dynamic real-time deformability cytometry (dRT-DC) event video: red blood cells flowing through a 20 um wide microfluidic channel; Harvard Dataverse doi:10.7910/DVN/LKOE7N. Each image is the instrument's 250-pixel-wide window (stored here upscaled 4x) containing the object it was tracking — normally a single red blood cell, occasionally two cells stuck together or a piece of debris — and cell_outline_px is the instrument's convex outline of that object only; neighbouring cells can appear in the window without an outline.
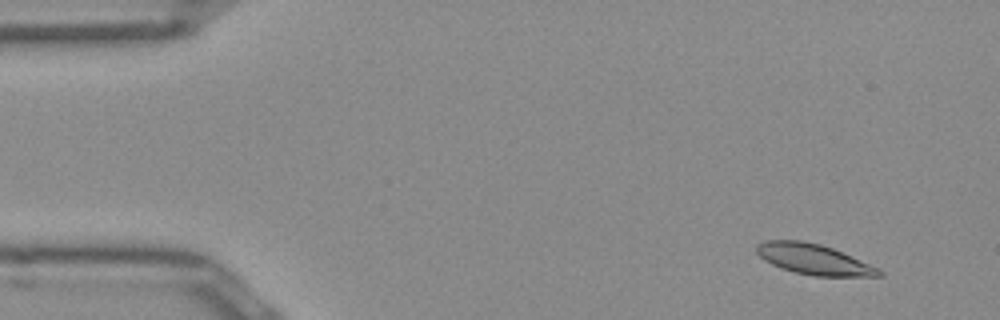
{"species": "Egyptian fruit bat (a non-hibernating species)", "species_latin": "Rousettus aegyptiacus", "temperature_condition": "room temperature", "stored_images_in_passage": 51, "camera_frame_rate_fps": 3000, "um_per_image_px": 0.085, "frame": {"image": 1, "passage_image": 4, "time_ms": 1.0, "image_size_px": [1000, 320], "cell_outline_px": [[884, 276], [812, 276], [780, 268], [764, 260], [756, 252], [756, 244], [764, 240], [804, 240], [820, 244], [832, 248], [880, 268], [884, 272]], "centroid_in_image_um": [69.17, 22.03], "position_along_channel_um": 15.8, "area_um2": 21.85}}
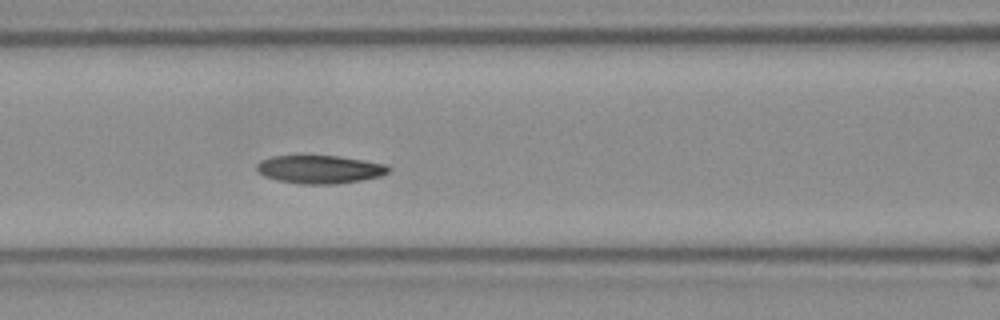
{"frame": {"image": 2, "passage_image": 21, "time_ms": 6.667, "image_size_px": [1000, 320], "cell_outline_px": [[392, 168], [388, 172], [380, 176], [360, 180], [336, 184], [300, 184], [276, 180], [264, 176], [256, 172], [256, 164], [260, 160], [272, 156], [340, 156], [364, 160], [384, 164]], "centroid_in_image_um": [27.14, 14.4], "position_along_channel_um": 139.5, "area_um2": 21.73}}
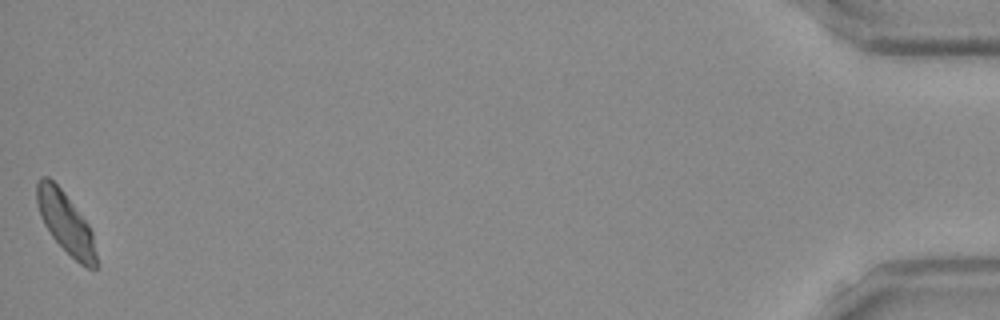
{"frame": {"image": 3, "passage_image": 51, "time_ms": 16.667, "image_size_px": [1000, 320], "cell_outline_px": [[96, 268], [88, 268], [80, 264], [52, 236], [44, 224], [40, 216], [36, 204], [36, 180], [40, 176], [48, 176], [64, 192], [88, 224], [92, 232], [96, 256]], "centroid_in_image_um": [5.54, 18.87], "position_along_channel_um": 429.7, "area_um2": 20.87}, "authors_computed_cell_mechanics": {"area_um2": 21.675, "velocity_mm_per_s": 3.9127, "shape_relaxation_time_tau1_ms": 7.1401, "shape_relaxation_time_tau2_ms": 3.4414, "deformation_change_tau1": 0.1631, "deformation_change_tau2": 0.0672}}